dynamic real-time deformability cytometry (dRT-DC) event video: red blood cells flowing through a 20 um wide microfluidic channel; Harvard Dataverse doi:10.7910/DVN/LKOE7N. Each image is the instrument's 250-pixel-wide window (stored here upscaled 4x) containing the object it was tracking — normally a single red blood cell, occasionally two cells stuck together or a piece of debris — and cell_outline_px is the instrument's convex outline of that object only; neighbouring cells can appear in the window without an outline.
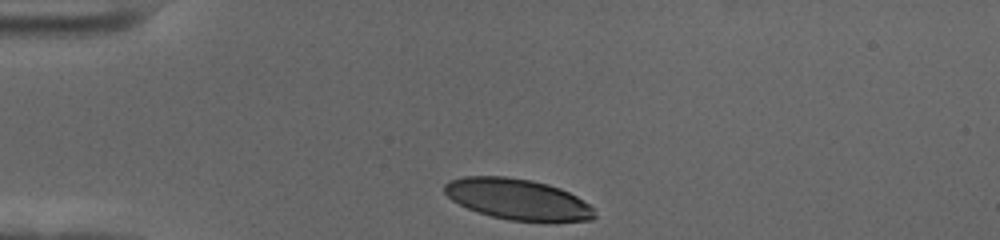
{"species": "human", "species_latin": "Homo sapiens", "temperature_condition": "cold", "stored_images_in_passage": 34, "camera_frame_rate_fps": 3000, "um_per_image_px": 0.085, "donor": {"sex": "female"}, "frame": {"image": 1, "passage_image": 1, "time_ms": 0.0, "image_size_px": [1000, 240], "cell_outline_px": [[596, 216], [592, 220], [508, 220], [476, 212], [452, 200], [444, 192], [444, 184], [448, 180], [464, 176], [504, 176], [532, 180], [548, 184], [560, 188], [576, 196], [588, 204], [592, 208]], "centroid_in_image_um": [43.94, 16.91], "position_along_channel_um": 41.1, "area_um2": 35.32}}
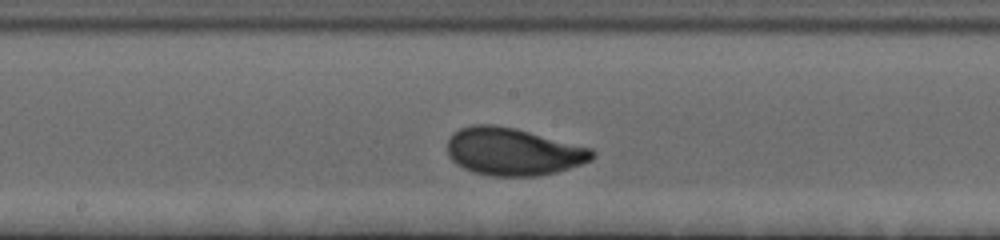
{"frame": {"image": 2, "passage_image": 18, "time_ms": 5.667, "image_size_px": [1000, 240], "cell_outline_px": [[596, 156], [592, 160], [556, 172], [536, 176], [492, 176], [472, 172], [456, 164], [448, 156], [448, 140], [452, 132], [460, 128], [472, 124], [492, 124], [516, 128], [592, 148], [596, 152]], "centroid_in_image_um": [43.6, 12.88], "position_along_channel_um": 204.6, "area_um2": 40.4}}
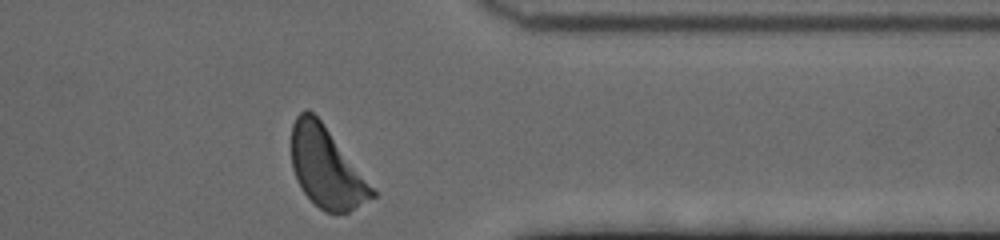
{"frame": {"image": 3, "passage_image": 34, "time_ms": 11.0, "image_size_px": [1000, 240], "cell_outline_px": [[376, 196], [348, 212], [324, 212], [304, 192], [296, 180], [292, 168], [292, 124], [296, 116], [300, 112], [308, 108], [320, 120], [376, 192]], "centroid_in_image_um": [27.7, 14.24], "position_along_channel_um": 383.7, "area_um2": 36.88}, "authors_computed_cell_mechanics": {"area_um2": 38.4081, "velocity_mm_per_s": 3.5119, "shape_relaxation_time_tau1_ms": 3.4474, "shape_relaxation_time_tau2_ms": 1.1845, "deformation_change_tau1": 0.1761, "deformation_change_tau2": 0.071}}